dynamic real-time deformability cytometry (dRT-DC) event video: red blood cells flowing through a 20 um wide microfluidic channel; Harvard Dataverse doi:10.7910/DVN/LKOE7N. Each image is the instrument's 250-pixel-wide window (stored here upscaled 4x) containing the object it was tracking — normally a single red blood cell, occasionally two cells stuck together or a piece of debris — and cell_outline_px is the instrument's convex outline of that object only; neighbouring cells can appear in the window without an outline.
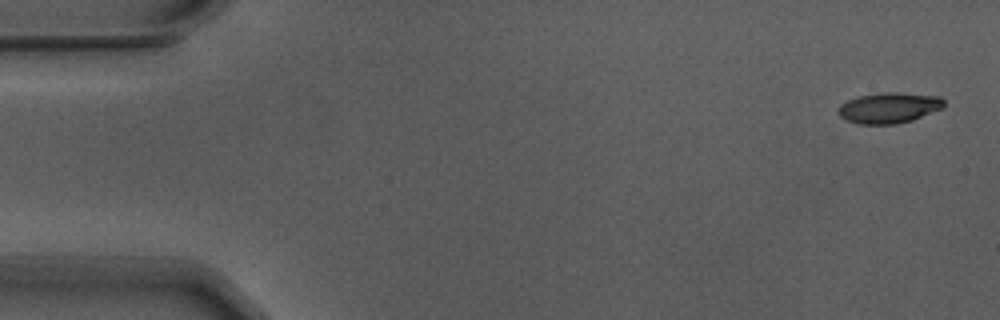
{"species": "Egyptian fruit bat (a non-hibernating species)", "species_latin": "Rousettus aegyptiacus", "temperature_condition": "warm", "stored_images_in_passage": 6, "camera_frame_rate_fps": 3000, "um_per_image_px": 0.085, "animal": {"sex": "male"}, "frame": {"image": 1, "passage_image": 1, "time_ms": 0.0, "image_size_px": [1000, 320], "cell_outline_px": [[944, 104], [940, 108], [912, 120], [896, 124], [860, 124], [848, 120], [840, 116], [840, 104], [848, 100], [860, 96], [892, 92], [896, 92], [940, 96], [944, 100]], "centroid_in_image_um": [75.58, 9.16], "position_along_channel_um": 9.4, "area_um2": 18.38}}
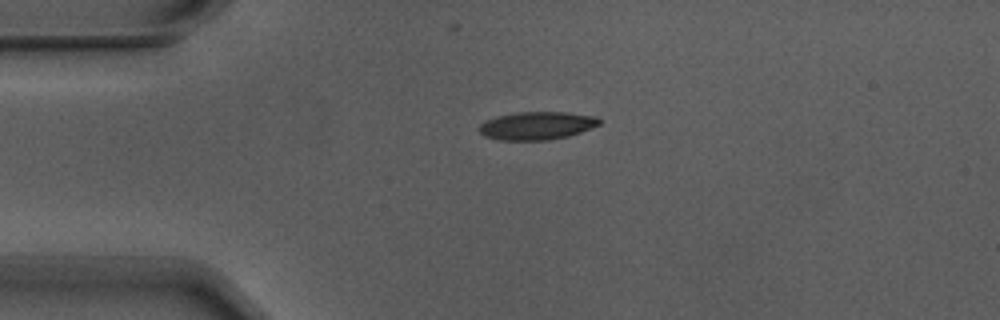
{"frame": {"image": 2, "passage_image": 4, "time_ms": 1.0, "image_size_px": [1000, 320], "cell_outline_px": [[600, 124], [580, 132], [568, 136], [548, 140], [500, 140], [484, 136], [480, 132], [480, 124], [496, 116], [520, 112], [568, 112], [596, 116], [600, 120]], "centroid_in_image_um": [45.65, 10.68], "position_along_channel_um": 39.4, "area_um2": 19.48}}